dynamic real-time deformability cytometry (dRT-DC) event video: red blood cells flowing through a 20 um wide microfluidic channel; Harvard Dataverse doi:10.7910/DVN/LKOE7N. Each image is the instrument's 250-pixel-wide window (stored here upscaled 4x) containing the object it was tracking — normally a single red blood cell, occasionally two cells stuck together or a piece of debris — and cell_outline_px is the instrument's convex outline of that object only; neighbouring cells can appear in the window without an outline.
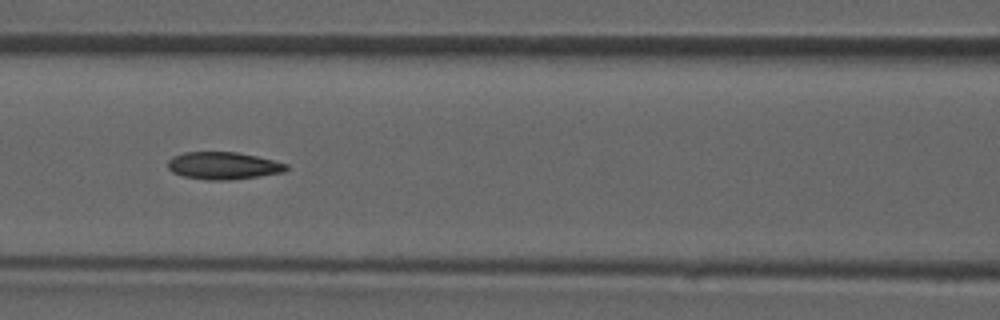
{"species": "common noctule bat (a hibernating species)", "species_latin": "Nyctalus noctula", "temperature_condition": "room temperature", "stored_images_in_passage": 13, "camera_frame_rate_fps": 3000, "um_per_image_px": 0.085, "animal": {"sex": "male", "forearm_length_mm": 52.5}, "frame": {"image": 1, "passage_image": 8, "time_ms": 2.333, "image_size_px": [1000, 320], "cell_outline_px": [[288, 168], [284, 172], [228, 180], [208, 180], [184, 176], [172, 172], [168, 168], [168, 160], [172, 156], [184, 152], [236, 152], [256, 156], [288, 164]], "centroid_in_image_um": [18.95, 14.07], "position_along_channel_um": 147.7, "area_um2": 18.73}}